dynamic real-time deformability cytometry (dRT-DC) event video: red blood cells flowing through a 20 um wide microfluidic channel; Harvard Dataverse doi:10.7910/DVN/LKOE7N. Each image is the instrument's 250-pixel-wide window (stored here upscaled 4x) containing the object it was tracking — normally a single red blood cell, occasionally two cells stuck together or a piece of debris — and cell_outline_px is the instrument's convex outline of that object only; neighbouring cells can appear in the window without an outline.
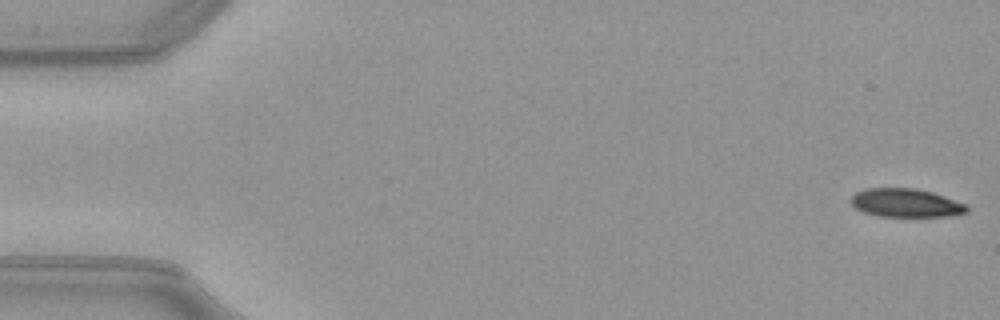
{"species": "common noctule bat (a hibernating species)", "species_latin": "Nyctalus noctula", "temperature_condition": "warm", "stored_images_in_passage": 47, "camera_frame_rate_fps": 3000, "um_per_image_px": 0.085, "animal": {"sex": "female", "body_mass_g": 21.9}, "frame": {"image": 1, "passage_image": 1, "time_ms": 0.0, "image_size_px": [1000, 320], "cell_outline_px": [[968, 212], [948, 216], [876, 216], [864, 212], [856, 208], [848, 200], [856, 192], [864, 188], [916, 188], [932, 192], [944, 196], [964, 204], [968, 208]], "centroid_in_image_um": [76.95, 17.24], "position_along_channel_um": 8.1, "area_um2": 19.19}}
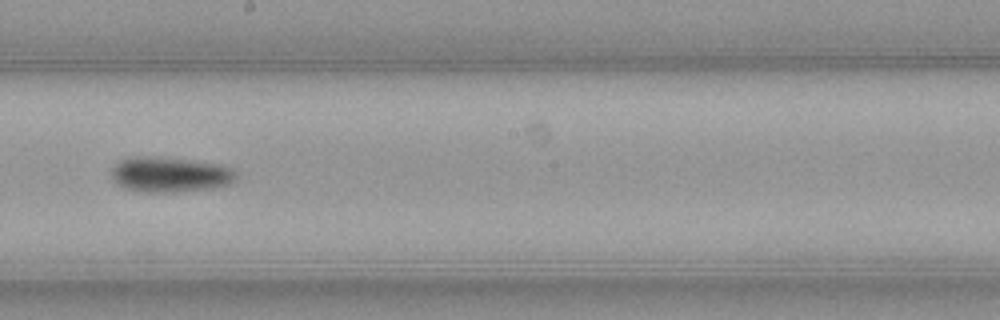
{"frame": {"image": 2, "passage_image": 29, "time_ms": 9.333, "image_size_px": [1000, 320], "cell_outline_px": [[236, 180], [232, 184], [212, 188], [172, 192], [140, 192], [124, 188], [116, 184], [112, 180], [112, 168], [124, 156], [152, 156], [188, 160], [220, 164], [232, 168], [236, 172]], "centroid_in_image_um": [14.42, 14.83], "position_along_channel_um": 233.8, "area_um2": 25.95}}
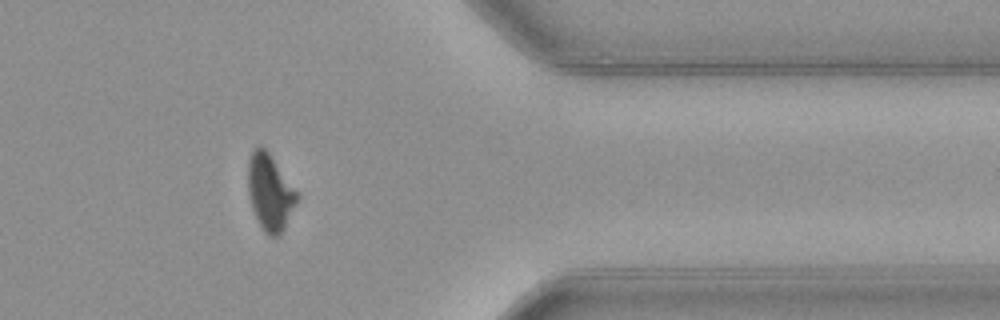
{"frame": {"image": 3, "passage_image": 42, "time_ms": 13.667, "image_size_px": [1000, 320], "cell_outline_px": [[300, 196], [280, 236], [268, 236], [264, 232], [252, 208], [248, 192], [248, 160], [252, 152], [260, 144], [268, 152], [300, 192]], "centroid_in_image_um": [22.98, 16.34], "position_along_channel_um": 388.4, "area_um2": 21.91}, "authors_computed_cell_mechanics": {"area_um2": 22.8888, "velocity_mm_per_s": 4.0145, "shape_relaxation_time_tau1_ms": 2.4924, "shape_relaxation_time_tau2_ms": null, "deformation_change_tau1": 0.1445, "deformation_change_tau2": null}}